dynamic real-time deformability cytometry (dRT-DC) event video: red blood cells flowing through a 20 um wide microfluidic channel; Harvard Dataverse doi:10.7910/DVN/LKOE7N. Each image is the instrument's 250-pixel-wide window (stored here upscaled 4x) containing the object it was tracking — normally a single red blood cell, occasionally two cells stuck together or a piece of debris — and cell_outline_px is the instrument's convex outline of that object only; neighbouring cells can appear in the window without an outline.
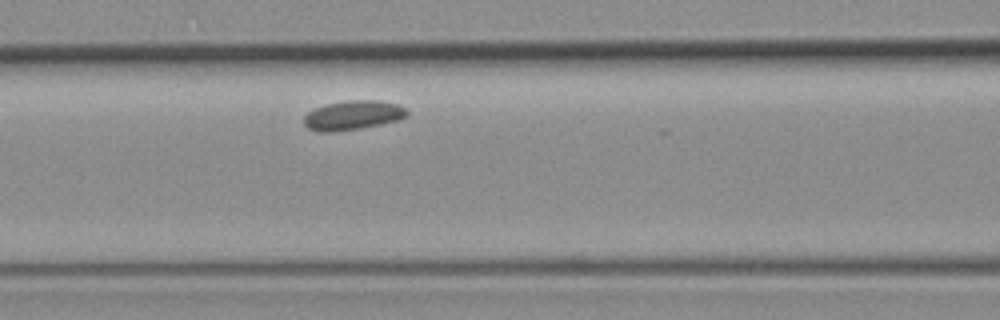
{"species": "common noctule bat (a hibernating species)", "species_latin": "Nyctalus noctula", "temperature_condition": "room temperature", "stored_images_in_passage": 3, "camera_frame_rate_fps": 3000, "um_per_image_px": 0.085, "animal": {"sex": "female", "body_mass_g": 19.3, "forearm_length_mm": 54.1}, "frame": {"image": 1, "passage_image": 3, "time_ms": 3.333, "image_size_px": [1000, 320], "cell_outline_px": [[408, 116], [396, 120], [380, 124], [360, 128], [332, 132], [316, 132], [308, 128], [304, 124], [304, 116], [312, 108], [324, 104], [344, 100], [380, 100], [396, 104], [404, 108], [408, 112]], "centroid_in_image_um": [29.94, 9.78], "position_along_channel_um": 136.7, "area_um2": 17.74}}